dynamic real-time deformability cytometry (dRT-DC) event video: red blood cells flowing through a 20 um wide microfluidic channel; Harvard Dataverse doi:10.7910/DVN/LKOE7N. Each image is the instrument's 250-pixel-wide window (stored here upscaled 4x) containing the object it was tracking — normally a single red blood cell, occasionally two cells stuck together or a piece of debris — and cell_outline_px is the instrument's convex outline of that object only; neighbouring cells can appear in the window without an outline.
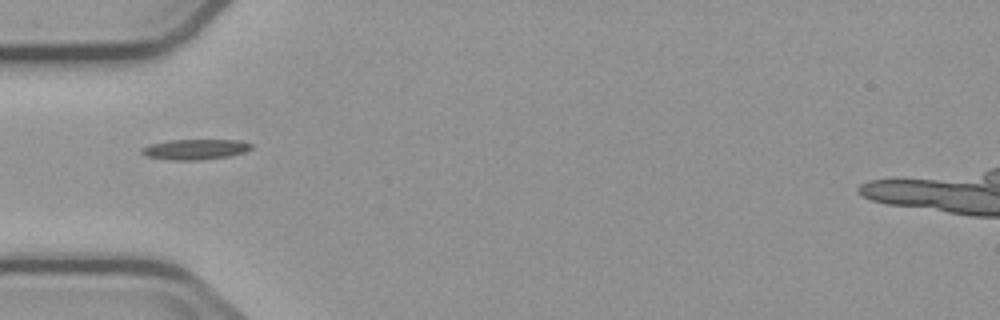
{"species": "common noctule bat (a hibernating species)", "species_latin": "Nyctalus noctula", "temperature_condition": "cold", "stored_images_in_passage": 8, "segment_of_instrument_passage": [2, 2], "camera_frame_rate_fps": 3000, "um_per_image_px": 0.085, "animal": {"sex": "male", "body_mass_g": 23.1, "forearm_length_mm": 52.7}, "frame": {"image": 1, "passage_image": 6, "time_ms": 5.667, "image_size_px": [1000, 320], "cell_outline_px": [[252, 148], [244, 152], [228, 156], [200, 160], [172, 160], [144, 156], [140, 152], [140, 148], [148, 144], [168, 140], [240, 140], [252, 144]], "centroid_in_image_um": [16.53, 12.69], "position_along_channel_um": 68.5, "area_um2": 13.12}}
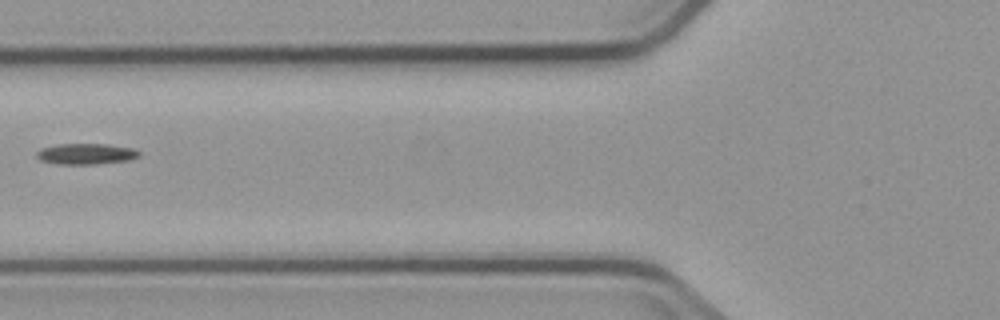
{"frame": {"image": 2, "passage_image": 7, "time_ms": 7.0, "image_size_px": [1000, 320], "cell_outline_px": [[140, 156], [128, 160], [96, 164], [56, 164], [40, 160], [36, 156], [36, 152], [40, 148], [60, 144], [108, 144], [132, 148], [140, 152]], "centroid_in_image_um": [7.29, 13.08], "position_along_channel_um": 118.5, "area_um2": 12.48}}
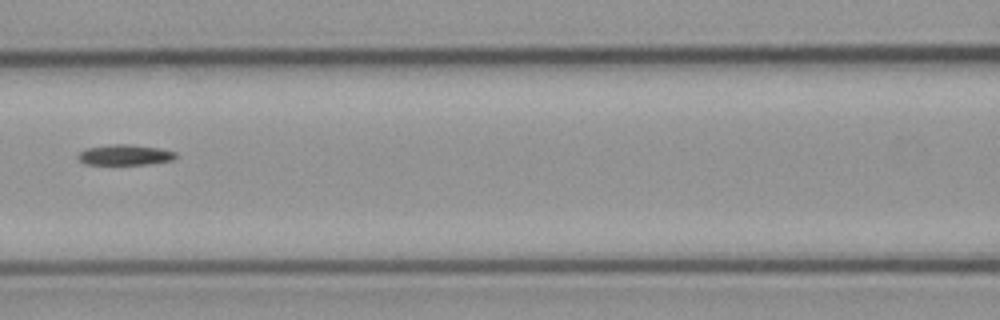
{"frame": {"image": 3, "passage_image": 8, "time_ms": 8.0, "image_size_px": [1000, 320], "cell_outline_px": [[176, 156], [172, 160], [148, 164], [84, 164], [76, 156], [84, 148], [112, 144], [128, 144], [160, 148], [176, 152]], "centroid_in_image_um": [10.59, 13.16], "position_along_channel_um": 156.0, "area_um2": 11.68}}